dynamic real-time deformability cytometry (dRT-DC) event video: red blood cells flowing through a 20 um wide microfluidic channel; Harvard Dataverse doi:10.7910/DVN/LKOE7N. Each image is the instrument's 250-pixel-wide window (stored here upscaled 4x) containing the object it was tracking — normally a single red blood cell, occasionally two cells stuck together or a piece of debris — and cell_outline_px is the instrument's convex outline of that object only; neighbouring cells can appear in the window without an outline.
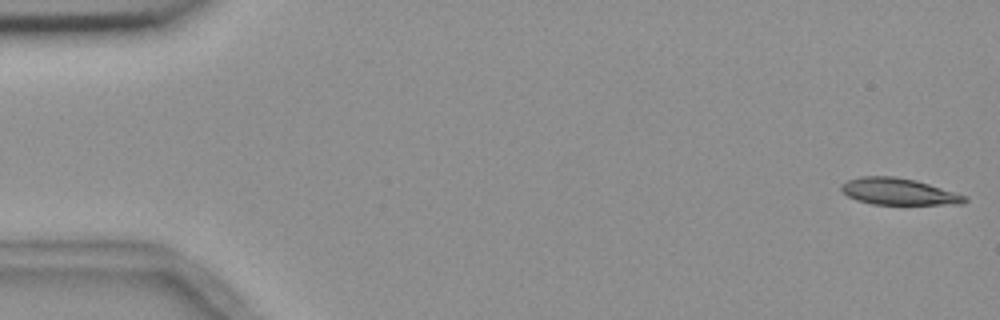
{"species": "common noctule bat (a hibernating species)", "species_latin": "Nyctalus noctula", "temperature_condition": "room temperature", "stored_images_in_passage": 6, "camera_frame_rate_fps": 3000, "um_per_image_px": 0.085, "animal": {"sex": "female", "body_mass_g": 18.4}, "frame": {"image": 1, "passage_image": 1, "time_ms": 0.0, "image_size_px": [1000, 320], "cell_outline_px": [[968, 200], [964, 204], [872, 204], [856, 200], [848, 196], [840, 188], [840, 184], [848, 180], [860, 176], [896, 176], [916, 180], [968, 196]], "centroid_in_image_um": [76.39, 16.28], "position_along_channel_um": 8.6, "area_um2": 19.25}}
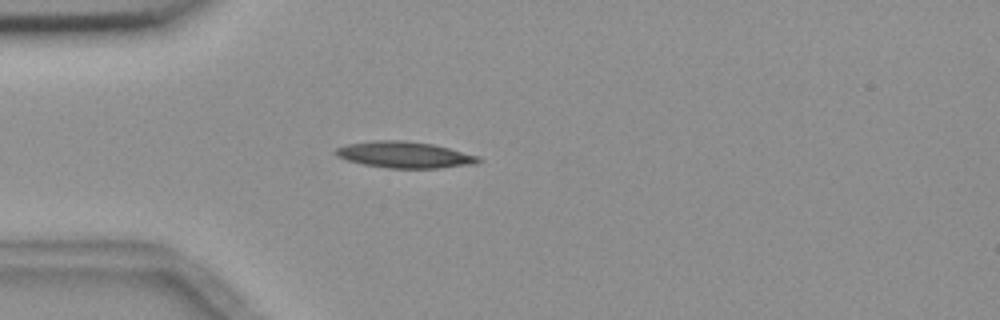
{"frame": {"image": 2, "passage_image": 5, "time_ms": 4.667, "image_size_px": [1000, 320], "cell_outline_px": [[480, 160], [476, 164], [440, 168], [388, 168], [364, 164], [348, 160], [336, 156], [332, 152], [336, 148], [348, 144], [376, 140], [404, 140], [432, 144], [480, 156]], "centroid_in_image_um": [34.38, 13.15], "position_along_channel_um": 50.6, "area_um2": 21.85}}